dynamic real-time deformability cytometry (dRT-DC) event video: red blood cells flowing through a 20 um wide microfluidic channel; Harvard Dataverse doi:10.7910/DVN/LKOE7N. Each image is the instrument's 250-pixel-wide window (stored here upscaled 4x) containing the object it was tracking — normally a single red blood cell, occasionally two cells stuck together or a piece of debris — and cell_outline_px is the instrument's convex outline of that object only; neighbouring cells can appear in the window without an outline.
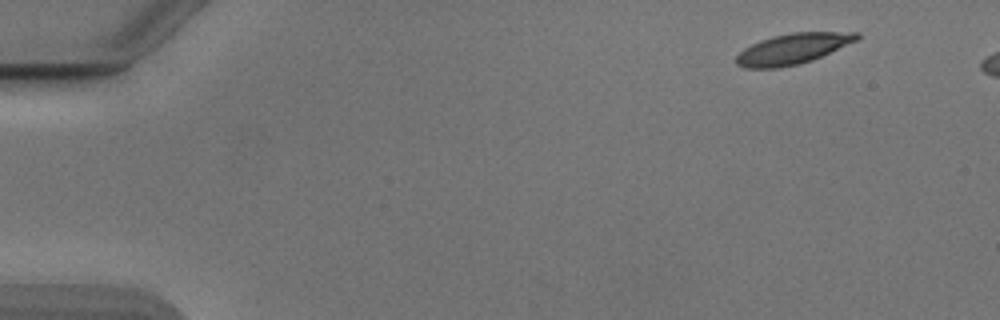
{"species": "Egyptian fruit bat (a non-hibernating species)", "species_latin": "Rousettus aegyptiacus", "temperature_condition": "cold", "stored_images_in_passage": 47, "camera_frame_rate_fps": 3000, "um_per_image_px": 0.085, "animal": {"sex": "male"}, "frame": {"image": 1, "passage_image": 1, "time_ms": 0.0, "image_size_px": [1000, 320], "cell_outline_px": [[860, 40], [812, 60], [800, 64], [780, 68], [744, 68], [736, 64], [736, 56], [744, 48], [760, 40], [772, 36], [792, 32], [860, 32]], "centroid_in_image_um": [67.41, 4.14], "position_along_channel_um": 17.6, "area_um2": 21.73}}
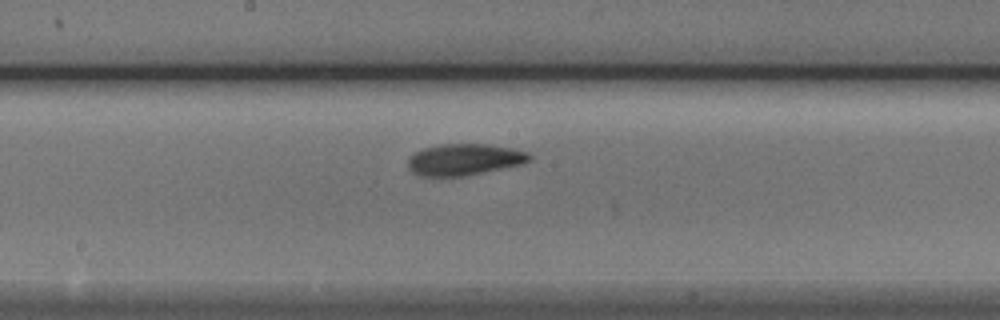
{"frame": {"image": 2, "passage_image": 25, "time_ms": 8.0, "image_size_px": [1000, 320], "cell_outline_px": [[532, 160], [520, 164], [460, 176], [420, 176], [412, 172], [408, 168], [408, 156], [424, 148], [440, 144], [488, 144], [512, 148], [528, 152], [532, 156]], "centroid_in_image_um": [39.44, 13.54], "position_along_channel_um": 208.8, "area_um2": 22.08}}
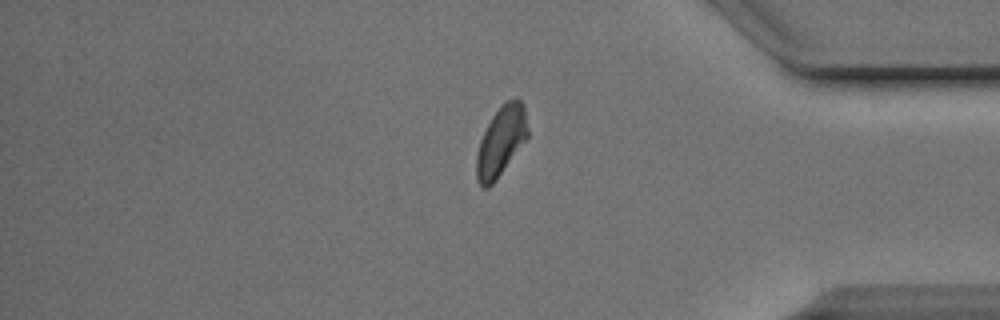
{"frame": {"image": 3, "passage_image": 41, "time_ms": 13.333, "image_size_px": [1000, 320], "cell_outline_px": [[528, 136], [496, 180], [488, 188], [480, 188], [476, 180], [476, 156], [480, 140], [492, 116], [508, 100], [520, 100], [524, 104], [528, 128]], "centroid_in_image_um": [42.56, 12.06], "position_along_channel_um": 392.6, "area_um2": 20.52}}